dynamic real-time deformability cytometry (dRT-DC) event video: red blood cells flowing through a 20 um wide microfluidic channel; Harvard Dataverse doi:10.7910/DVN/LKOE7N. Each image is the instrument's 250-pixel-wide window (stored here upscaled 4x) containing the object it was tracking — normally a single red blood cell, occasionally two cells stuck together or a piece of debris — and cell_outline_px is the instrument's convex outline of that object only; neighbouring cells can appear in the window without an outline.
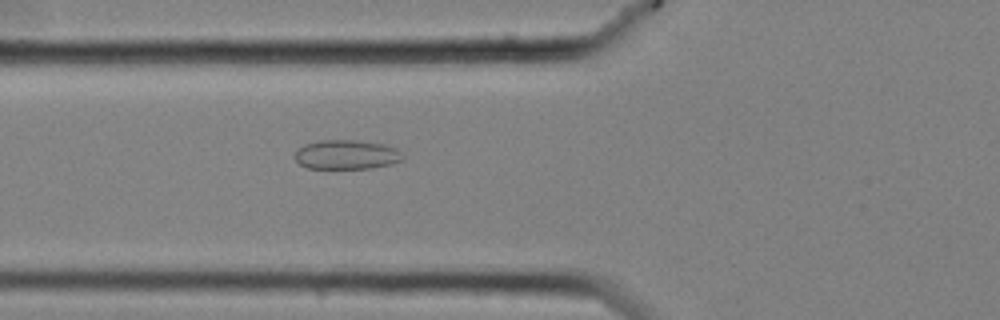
{"species": "common noctule bat (a hibernating species)", "species_latin": "Nyctalus noctula", "temperature_condition": "cold", "stored_images_in_passage": 39, "camera_frame_rate_fps": 3000, "um_per_image_px": 0.085, "animal": {"sex": "female", "body_mass_g": 25.1}, "frame": {"image": 1, "passage_image": 3, "time_ms": 0.667, "image_size_px": [1000, 320], "cell_outline_px": [[404, 160], [392, 164], [372, 168], [308, 168], [300, 164], [292, 156], [296, 148], [304, 144], [320, 140], [356, 140], [384, 144], [396, 148], [400, 152]], "centroid_in_image_um": [29.42, 13.14], "position_along_channel_um": 96.4, "area_um2": 18.67}}
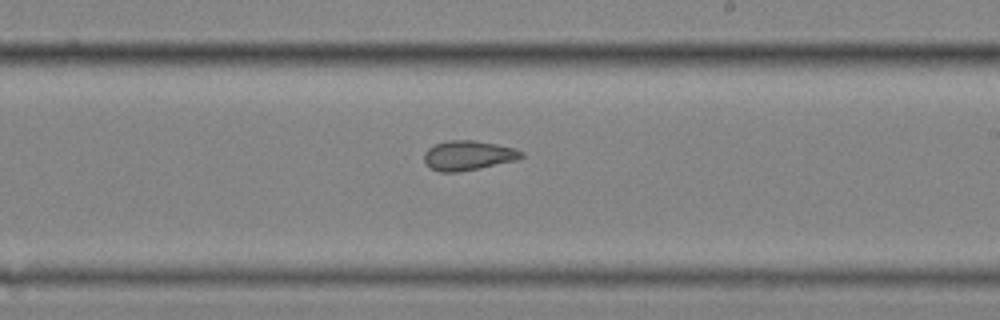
{"frame": {"image": 2, "passage_image": 16, "time_ms": 5.0, "image_size_px": [1000, 320], "cell_outline_px": [[524, 156], [516, 160], [480, 168], [460, 172], [440, 172], [432, 168], [424, 160], [424, 152], [428, 148], [436, 144], [448, 140], [476, 140], [516, 148], [524, 152]], "centroid_in_image_um": [39.82, 13.2], "position_along_channel_um": 249.2, "area_um2": 16.82}}
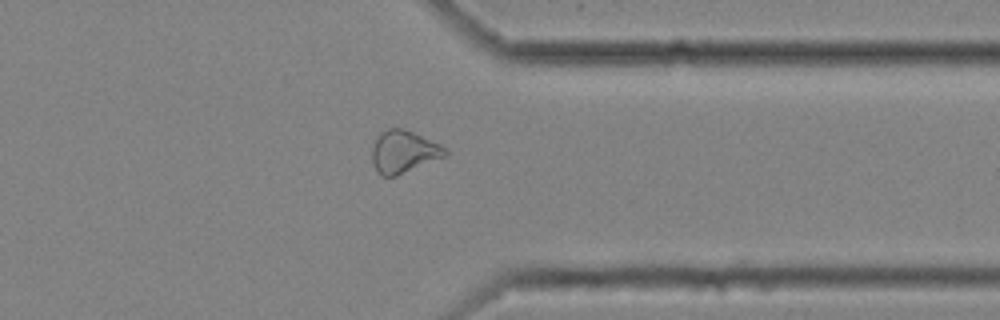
{"frame": {"image": 3, "passage_image": 27, "time_ms": 8.667, "image_size_px": [1000, 320], "cell_outline_px": [[448, 156], [396, 176], [380, 176], [376, 172], [372, 160], [372, 148], [380, 132], [388, 128], [404, 128], [440, 144], [448, 148]], "centroid_in_image_um": [34.34, 12.91], "position_along_channel_um": 377.1, "area_um2": 18.32}, "authors_computed_cell_mechanics": {"area_um2": 17.1088, "velocity_mm_per_s": 3.5283, "shape_relaxation_time_tau1_ms": null, "shape_relaxation_time_tau2_ms": 3.2787, "deformation_change_tau1": null, "deformation_change_tau2": 0.0957}}